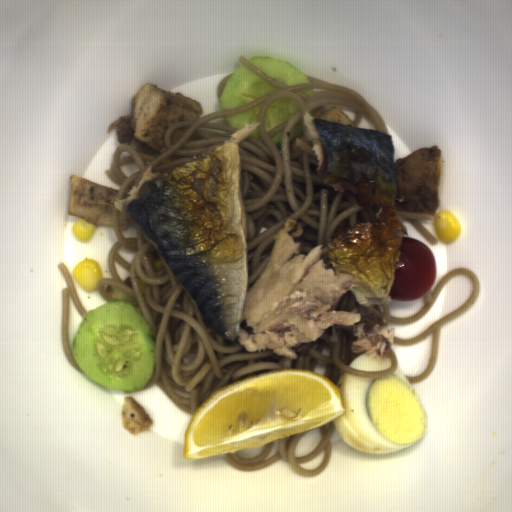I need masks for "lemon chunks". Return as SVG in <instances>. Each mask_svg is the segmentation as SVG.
Here are the masks:
<instances>
[{
	"label": "lemon chunks",
	"mask_w": 512,
	"mask_h": 512,
	"mask_svg": "<svg viewBox=\"0 0 512 512\" xmlns=\"http://www.w3.org/2000/svg\"><path fill=\"white\" fill-rule=\"evenodd\" d=\"M346 412L340 387L313 370L249 375L211 392L195 410L184 429L182 458L200 461L263 447Z\"/></svg>",
	"instance_id": "1"
}]
</instances>
